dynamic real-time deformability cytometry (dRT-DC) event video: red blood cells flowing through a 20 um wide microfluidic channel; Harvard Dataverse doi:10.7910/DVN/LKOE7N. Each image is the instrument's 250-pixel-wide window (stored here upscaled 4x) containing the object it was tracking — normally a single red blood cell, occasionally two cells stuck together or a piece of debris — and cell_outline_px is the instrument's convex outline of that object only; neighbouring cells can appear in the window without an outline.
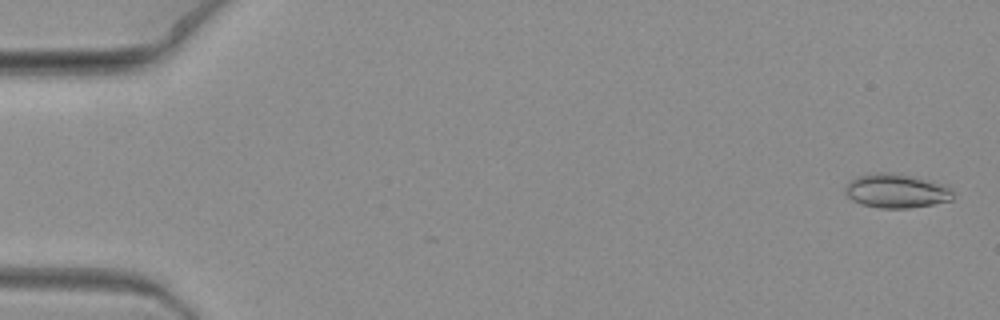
{"species": "common noctule bat (a hibernating species)", "species_latin": "Nyctalus noctula", "temperature_condition": "warm", "stored_images_in_passage": 2, "camera_frame_rate_fps": 3000, "um_per_image_px": 0.085, "animal": {"sex": "female", "body_mass_g": 19.3, "forearm_length_mm": 54.1}, "frame": {"image": 1, "passage_image": 1, "time_ms": 0.0, "image_size_px": [1000, 320], "cell_outline_px": [[952, 200], [932, 204], [908, 208], [880, 208], [860, 204], [852, 200], [844, 192], [844, 188], [852, 180], [860, 176], [876, 172], [892, 172], [948, 184], [952, 192]], "centroid_in_image_um": [76.2, 16.23], "position_along_channel_um": 8.8, "area_um2": 21.39}}